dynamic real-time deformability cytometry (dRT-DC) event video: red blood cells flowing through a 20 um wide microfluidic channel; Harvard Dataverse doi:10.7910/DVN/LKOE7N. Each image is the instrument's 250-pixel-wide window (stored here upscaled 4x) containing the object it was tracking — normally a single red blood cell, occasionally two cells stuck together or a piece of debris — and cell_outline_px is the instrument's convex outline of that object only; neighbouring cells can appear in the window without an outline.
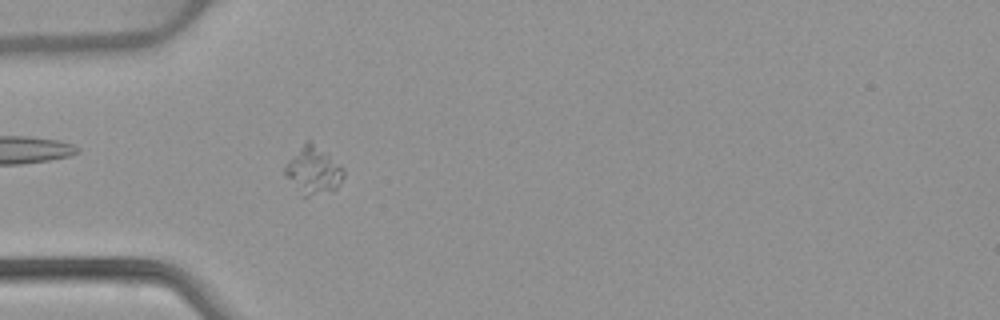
{"species": "common noctule bat (a hibernating species)", "species_latin": "Nyctalus noctula", "temperature_condition": "warm", "stored_images_in_passage": 52, "camera_frame_rate_fps": 3000, "um_per_image_px": 0.085, "animal": {"sex": "female", "body_mass_g": 22.7, "forearm_length_mm": 54.2}, "frame": {"image": 1, "passage_image": 16, "time_ms": 5.0, "image_size_px": [1000, 320], "cell_outline_px": [[344, 176], [340, 184], [332, 192], [308, 196], [300, 196], [284, 172], [284, 164], [304, 140], [312, 140], [340, 164], [344, 168]], "centroid_in_image_um": [26.62, 14.47], "position_along_channel_um": 58.4, "area_um2": 16.7}}
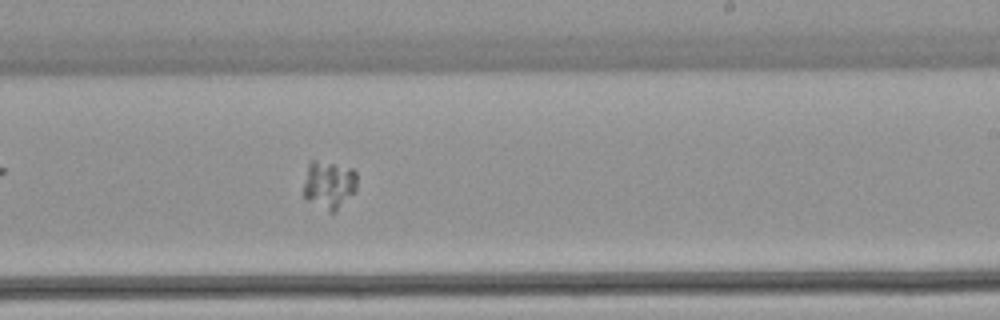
{"frame": {"image": 2, "passage_image": 32, "time_ms": 10.333, "image_size_px": [1000, 320], "cell_outline_px": [[356, 192], [336, 212], [328, 212], [304, 200], [304, 184], [308, 160], [312, 160], [352, 168], [356, 172]], "centroid_in_image_um": [27.95, 15.75], "position_along_channel_um": 261.0, "area_um2": 15.26}}
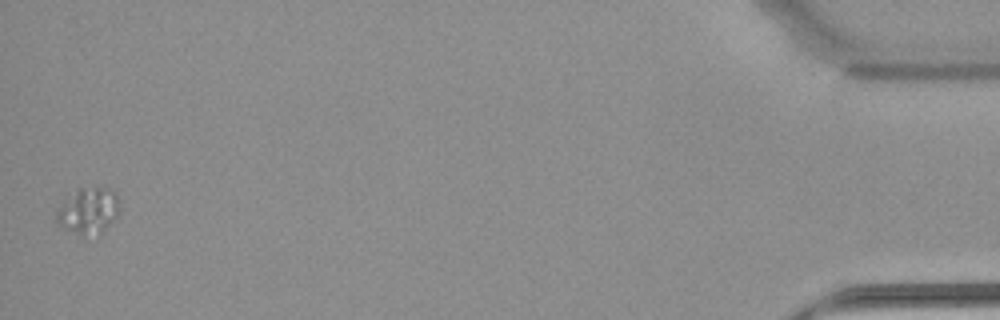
{"frame": {"image": 3, "passage_image": 52, "time_ms": 17.0, "image_size_px": [1000, 320], "cell_outline_px": [[120, 212], [100, 232], [84, 240], [60, 228], [56, 224], [56, 212], [76, 188], [112, 188], [116, 192], [120, 200]], "centroid_in_image_um": [7.5, 17.97], "position_along_channel_um": 427.7, "area_um2": 17.51}}